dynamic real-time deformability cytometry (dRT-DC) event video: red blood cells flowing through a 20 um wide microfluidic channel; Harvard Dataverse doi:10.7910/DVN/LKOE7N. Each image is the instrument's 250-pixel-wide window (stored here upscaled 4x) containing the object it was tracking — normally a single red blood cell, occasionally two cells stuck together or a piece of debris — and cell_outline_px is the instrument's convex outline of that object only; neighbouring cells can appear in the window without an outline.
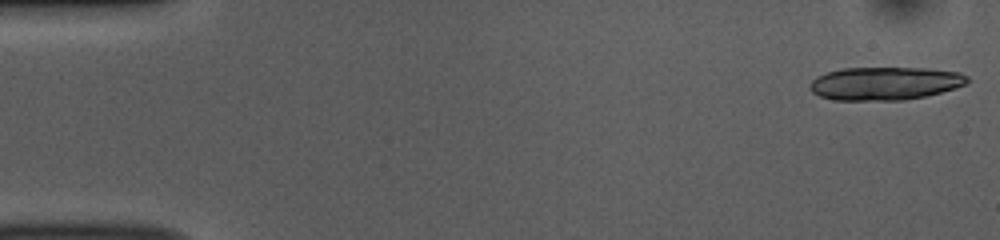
{"species": "common noctule bat (a hibernating species)", "species_latin": "Nyctalus noctula", "temperature_condition": "room temperature", "stored_images_in_passage": 16, "camera_frame_rate_fps": 3000, "um_per_image_px": 0.085, "animal": {"sex": "female", "body_mass_g": 10.0, "forearm_length_mm": 53.1}, "frame": {"image": 1, "passage_image": 1, "time_ms": 0.0, "image_size_px": [1000, 240], "cell_outline_px": [[968, 80], [964, 84], [940, 92], [924, 96], [904, 100], [832, 100], [820, 96], [812, 92], [808, 88], [808, 84], [816, 76], [828, 72], [844, 68], [928, 68], [960, 72], [968, 76]], "centroid_in_image_um": [75.17, 7.09], "position_along_channel_um": 9.8, "area_um2": 30.35}}